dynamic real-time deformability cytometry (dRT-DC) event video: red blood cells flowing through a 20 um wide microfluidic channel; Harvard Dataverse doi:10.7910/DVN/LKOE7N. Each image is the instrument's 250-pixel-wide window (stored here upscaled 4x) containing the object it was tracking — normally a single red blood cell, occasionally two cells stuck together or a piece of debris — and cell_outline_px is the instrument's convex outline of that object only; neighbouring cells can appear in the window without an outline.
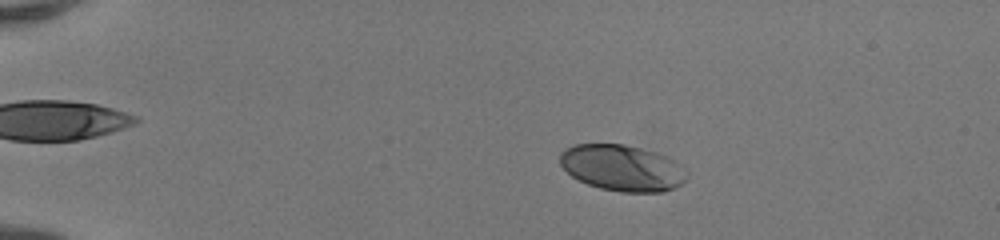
{"species": "human", "species_latin": "Homo sapiens", "temperature_condition": "room temperature", "stored_images_in_passage": 51, "camera_frame_rate_fps": 3000, "um_per_image_px": 0.085, "donor": {"sex": "female"}, "frame": {"image": 1, "passage_image": 11, "time_ms": 3.333, "image_size_px": [1000, 240], "cell_outline_px": [[688, 176], [676, 188], [660, 192], [620, 192], [600, 188], [588, 184], [572, 176], [560, 164], [560, 152], [564, 148], [576, 144], [624, 144], [656, 152], [668, 156], [676, 160], [688, 172]], "centroid_in_image_um": [52.92, 14.27], "position_along_channel_um": 32.1, "area_um2": 34.33}}
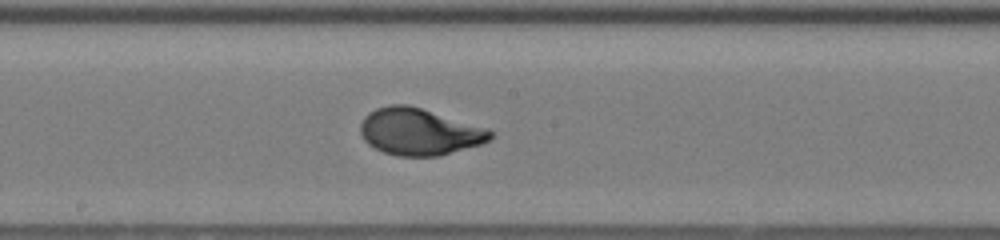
{"frame": {"image": 2, "passage_image": 30, "time_ms": 9.667, "image_size_px": [1000, 240], "cell_outline_px": [[492, 140], [480, 144], [440, 156], [396, 156], [384, 152], [368, 144], [364, 140], [360, 132], [360, 124], [364, 116], [368, 112], [376, 108], [388, 104], [408, 104], [488, 128], [492, 132]], "centroid_in_image_um": [35.62, 11.19], "position_along_channel_um": 212.6, "area_um2": 35.6}}
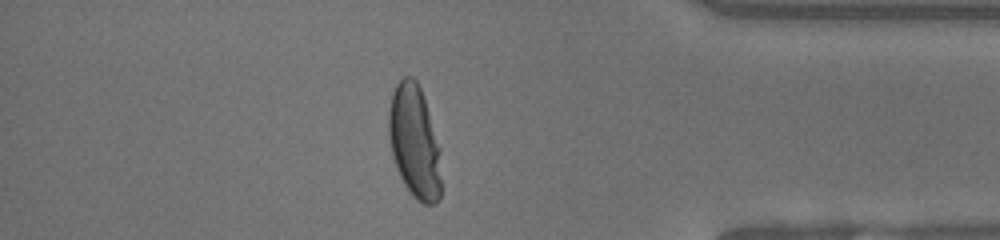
{"frame": {"image": 3, "passage_image": 45, "time_ms": 14.667, "image_size_px": [1000, 240], "cell_outline_px": [[440, 200], [436, 204], [424, 204], [416, 200], [412, 196], [404, 184], [396, 168], [392, 156], [388, 136], [388, 112], [392, 92], [396, 84], [404, 76], [412, 76], [416, 80], [420, 88], [440, 148]], "centroid_in_image_um": [35.21, 12.07], "position_along_channel_um": 400.0, "area_um2": 34.74}, "authors_computed_cell_mechanics": {"area_um2": 34.969, "velocity_mm_per_s": 4.1559, "shape_relaxation_time_tau1_ms": 3.0753, "shape_relaxation_time_tau2_ms": null, "deformation_change_tau1": 0.203, "deformation_change_tau2": null}}